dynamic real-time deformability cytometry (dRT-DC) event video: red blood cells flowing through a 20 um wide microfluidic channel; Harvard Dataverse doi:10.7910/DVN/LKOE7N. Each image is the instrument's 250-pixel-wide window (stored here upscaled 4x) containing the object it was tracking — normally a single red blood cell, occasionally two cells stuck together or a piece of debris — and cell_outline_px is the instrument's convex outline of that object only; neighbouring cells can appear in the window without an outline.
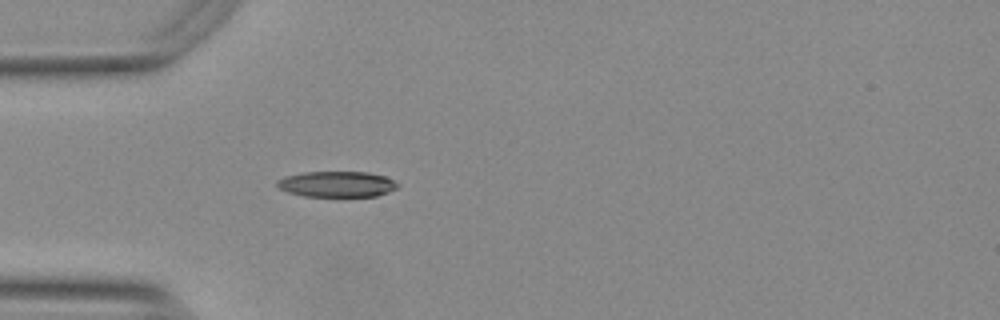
{"species": "Egyptian fruit bat (a non-hibernating species)", "species_latin": "Rousettus aegyptiacus", "temperature_condition": "warm", "stored_images_in_passage": 39, "camera_frame_rate_fps": 3000, "um_per_image_px": 0.085, "animal": {"sex": "female"}, "frame": {"image": 1, "passage_image": 1, "time_ms": 0.0, "image_size_px": [1000, 320], "cell_outline_px": [[400, 184], [396, 188], [388, 192], [376, 196], [304, 196], [288, 192], [280, 188], [276, 184], [276, 180], [284, 176], [304, 172], [368, 172], [384, 176]], "centroid_in_image_um": [28.62, 15.65], "position_along_channel_um": 56.4, "area_um2": 18.03}}
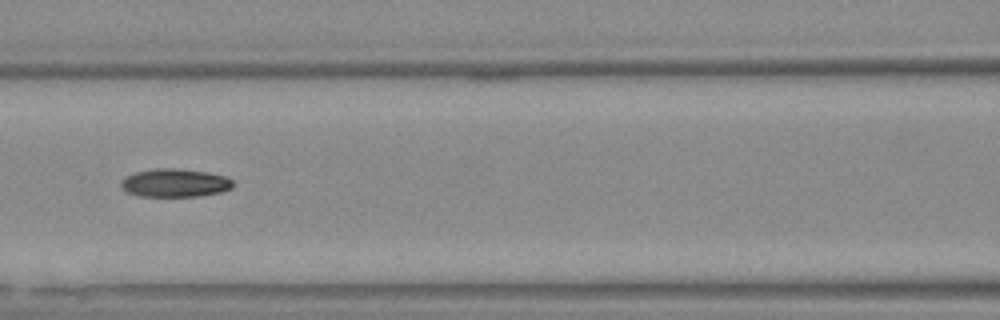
{"frame": {"image": 2, "passage_image": 9, "time_ms": 2.667, "image_size_px": [1000, 320], "cell_outline_px": [[232, 188], [220, 192], [200, 196], [140, 196], [128, 192], [120, 188], [120, 180], [124, 176], [136, 172], [156, 168], [176, 168], [208, 172], [224, 176], [232, 180]], "centroid_in_image_um": [14.82, 15.54], "position_along_channel_um": 151.8, "area_um2": 18.5}}
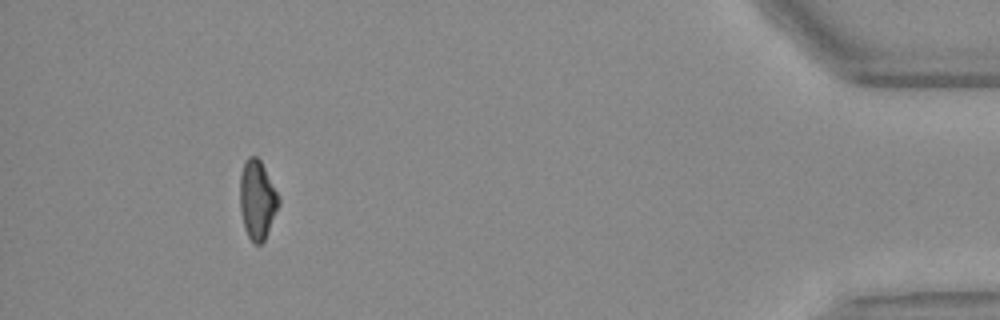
{"frame": {"image": 3, "passage_image": 35, "time_ms": 11.333, "image_size_px": [1000, 320], "cell_outline_px": [[280, 204], [264, 240], [260, 244], [256, 244], [248, 236], [244, 228], [240, 212], [240, 172], [248, 156], [256, 156], [260, 160], [280, 196]], "centroid_in_image_um": [21.87, 16.97], "position_along_channel_um": 413.3, "area_um2": 17.86}, "authors_computed_cell_mechanics": {"area_um2": 18.0336, "velocity_mm_per_s": 3.7694, "shape_relaxation_time_tau1_ms": 5.8414, "shape_relaxation_time_tau2_ms": null, "deformation_change_tau1": 0.1876, "deformation_change_tau2": null}}